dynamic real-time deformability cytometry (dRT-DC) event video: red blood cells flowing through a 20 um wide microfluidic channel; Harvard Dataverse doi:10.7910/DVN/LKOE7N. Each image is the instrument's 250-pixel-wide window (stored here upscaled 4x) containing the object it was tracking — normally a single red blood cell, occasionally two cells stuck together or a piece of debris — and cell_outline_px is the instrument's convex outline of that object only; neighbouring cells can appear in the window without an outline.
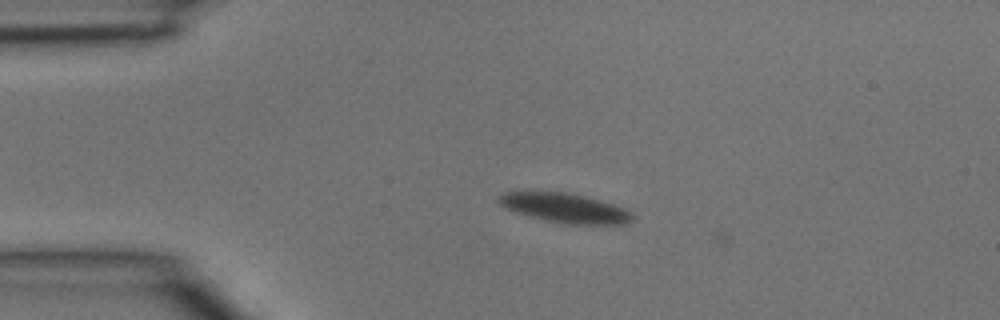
{"species": "common noctule bat (a hibernating species)", "species_latin": "Nyctalus noctula", "temperature_condition": "room temperature", "stored_images_in_passage": 2, "camera_frame_rate_fps": 3000, "um_per_image_px": 0.085, "animal": {"sex": "male", "body_mass_g": 15.6}, "frame": {"image": 1, "passage_image": 1, "time_ms": 0.0, "image_size_px": [1000, 320], "cell_outline_px": [[632, 220], [624, 224], [568, 224], [548, 220], [516, 212], [500, 204], [496, 200], [504, 192], [568, 192], [600, 200], [624, 208], [632, 216]], "centroid_in_image_um": [48.02, 17.67], "position_along_channel_um": 37.0, "area_um2": 22.31}}